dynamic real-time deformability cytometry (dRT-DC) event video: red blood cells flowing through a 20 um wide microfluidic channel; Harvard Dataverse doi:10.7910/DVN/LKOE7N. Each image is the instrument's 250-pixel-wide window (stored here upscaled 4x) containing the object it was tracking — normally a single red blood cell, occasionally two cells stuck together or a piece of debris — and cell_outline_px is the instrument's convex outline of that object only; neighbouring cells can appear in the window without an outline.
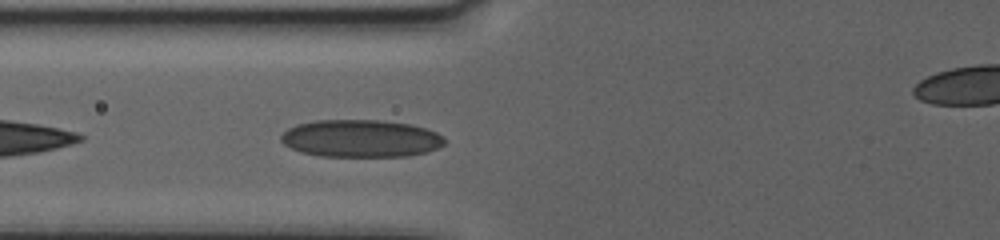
{"species": "human", "species_latin": "Homo sapiens", "temperature_condition": "warm", "stored_images_in_passage": 40, "camera_frame_rate_fps": 3000, "um_per_image_px": 0.085, "donor": {"sex": "female"}, "frame": {"image": 1, "passage_image": 4, "time_ms": 1.0, "image_size_px": [1000, 240], "cell_outline_px": [[444, 144], [428, 152], [408, 156], [320, 156], [300, 152], [284, 144], [280, 140], [280, 136], [288, 128], [296, 124], [316, 120], [380, 120], [408, 124], [424, 128], [436, 132], [444, 136]], "centroid_in_image_um": [30.65, 11.77], "position_along_channel_um": 95.2, "area_um2": 35.72}}
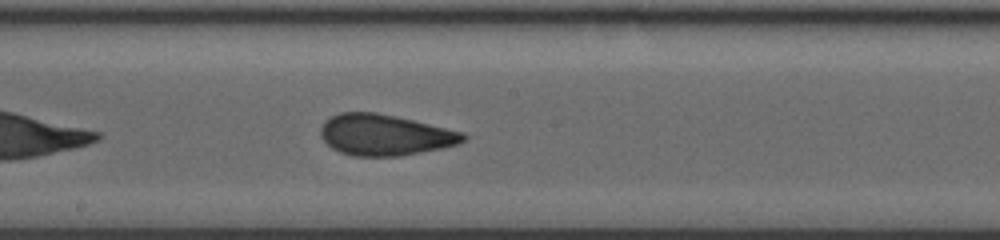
{"frame": {"image": 2, "passage_image": 15, "time_ms": 4.667, "image_size_px": [1000, 240], "cell_outline_px": [[468, 136], [464, 140], [456, 144], [444, 148], [400, 156], [352, 156], [340, 152], [332, 148], [320, 136], [320, 128], [324, 120], [340, 112], [376, 112], [396, 116], [464, 132]], "centroid_in_image_um": [32.7, 11.47], "position_along_channel_um": 215.5, "area_um2": 34.22}}
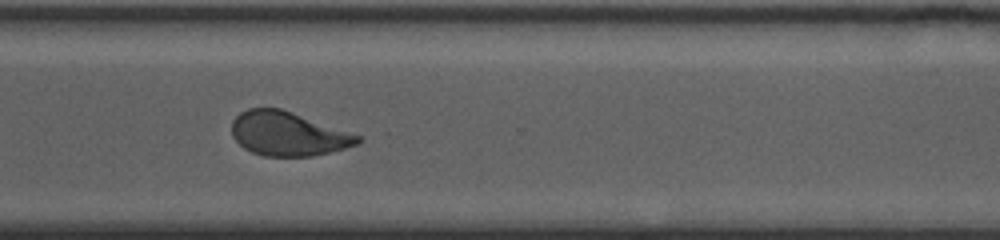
{"frame": {"image": 3, "passage_image": 27, "time_ms": 8.667, "image_size_px": [1000, 240], "cell_outline_px": [[364, 140], [360, 144], [312, 156], [264, 156], [252, 152], [244, 148], [232, 136], [232, 120], [240, 112], [248, 108], [280, 108], [292, 112], [360, 136]], "centroid_in_image_um": [24.46, 11.37], "position_along_channel_um": 346.1, "area_um2": 32.08}}